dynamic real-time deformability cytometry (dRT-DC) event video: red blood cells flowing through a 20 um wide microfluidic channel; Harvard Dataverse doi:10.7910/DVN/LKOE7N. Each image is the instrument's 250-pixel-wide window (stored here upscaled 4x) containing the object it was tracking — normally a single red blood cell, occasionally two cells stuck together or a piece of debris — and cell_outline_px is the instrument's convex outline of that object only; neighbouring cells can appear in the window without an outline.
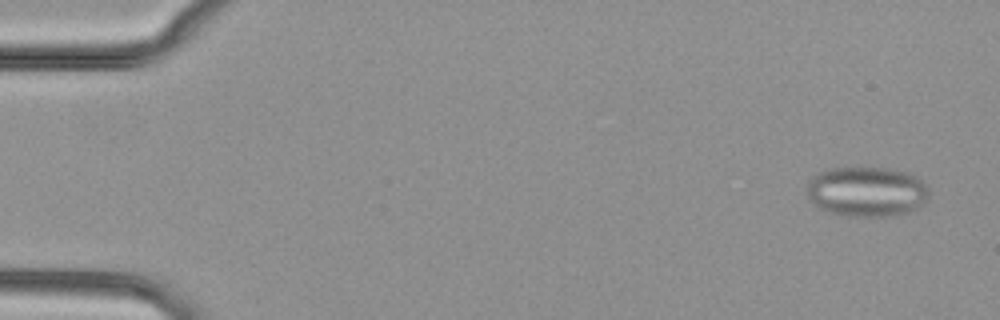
{"species": "common noctule bat (a hibernating species)", "species_latin": "Nyctalus noctula", "temperature_condition": "cold", "stored_images_in_passage": 7, "camera_frame_rate_fps": 3000, "um_per_image_px": 0.085, "animal": {"sex": "female", "body_mass_g": 29.2, "forearm_length_mm": 56.3}, "frame": {"image": 1, "passage_image": 1, "time_ms": 0.0, "image_size_px": [1000, 320], "cell_outline_px": [[928, 200], [924, 204], [908, 212], [896, 216], [848, 216], [832, 212], [820, 208], [808, 200], [808, 180], [816, 172], [832, 168], [888, 168], [908, 172], [916, 176], [928, 188]], "centroid_in_image_um": [73.68, 16.28], "position_along_channel_um": 11.3, "area_um2": 35.78}}